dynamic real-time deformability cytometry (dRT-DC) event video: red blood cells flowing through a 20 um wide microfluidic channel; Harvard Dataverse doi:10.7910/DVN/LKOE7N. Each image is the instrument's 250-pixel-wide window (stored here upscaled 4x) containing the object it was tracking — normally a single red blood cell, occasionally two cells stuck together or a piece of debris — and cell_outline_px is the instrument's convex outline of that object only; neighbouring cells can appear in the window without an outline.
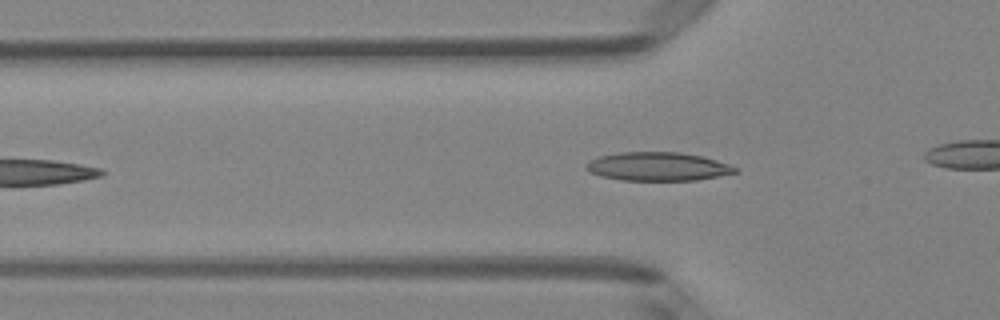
{"species": "Egyptian fruit bat (a non-hibernating species)", "species_latin": "Rousettus aegyptiacus", "temperature_condition": "room temperature", "stored_images_in_passage": 30, "camera_frame_rate_fps": 3000, "um_per_image_px": 0.085, "animal": {"sex": "female"}, "frame": {"image": 1, "passage_image": 6, "time_ms": 1.667, "image_size_px": [1000, 320], "cell_outline_px": [[736, 172], [696, 180], [624, 180], [600, 176], [584, 168], [592, 160], [600, 156], [620, 152], [680, 152], [704, 156], [728, 164], [736, 168]], "centroid_in_image_um": [55.91, 14.14], "position_along_channel_um": 69.9, "area_um2": 24.45}}
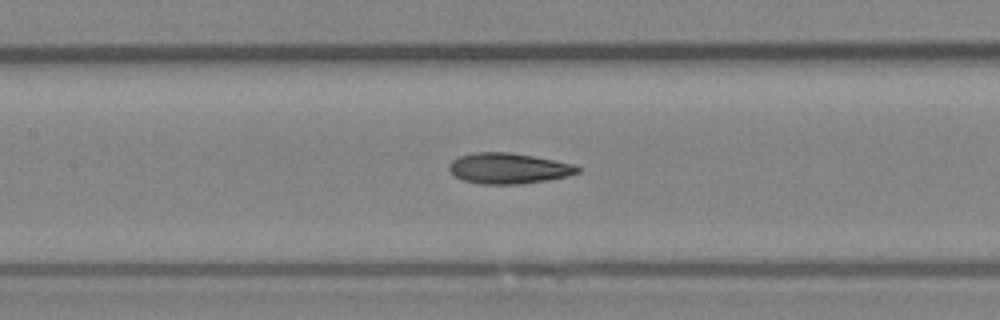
{"frame": {"image": 2, "passage_image": 13, "time_ms": 4.0, "image_size_px": [1000, 320], "cell_outline_px": [[580, 172], [568, 176], [548, 180], [520, 184], [480, 184], [464, 180], [456, 176], [448, 168], [448, 164], [452, 160], [460, 156], [472, 152], [508, 152], [532, 156], [572, 164], [580, 168]], "centroid_in_image_um": [43.2, 14.31], "position_along_channel_um": 164.2, "area_um2": 22.83}}
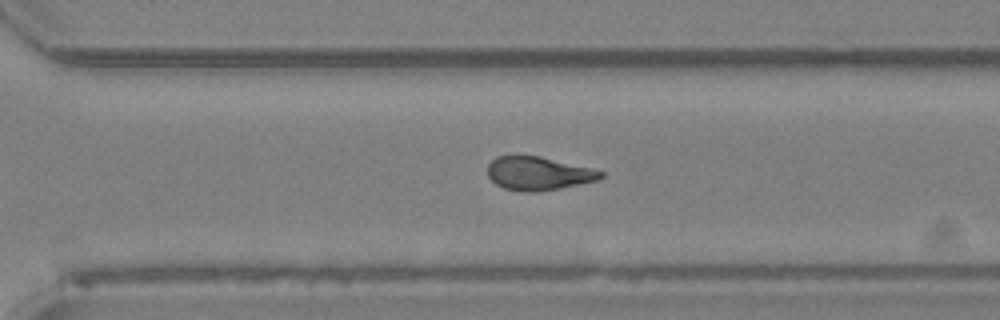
{"frame": {"image": 3, "passage_image": 25, "time_ms": 8.0, "image_size_px": [1000, 320], "cell_outline_px": [[604, 176], [596, 180], [560, 188], [528, 192], [504, 188], [496, 184], [488, 176], [488, 164], [496, 156], [512, 152], [540, 156], [604, 172]], "centroid_in_image_um": [45.66, 14.69], "position_along_channel_um": 324.9, "area_um2": 22.14}}